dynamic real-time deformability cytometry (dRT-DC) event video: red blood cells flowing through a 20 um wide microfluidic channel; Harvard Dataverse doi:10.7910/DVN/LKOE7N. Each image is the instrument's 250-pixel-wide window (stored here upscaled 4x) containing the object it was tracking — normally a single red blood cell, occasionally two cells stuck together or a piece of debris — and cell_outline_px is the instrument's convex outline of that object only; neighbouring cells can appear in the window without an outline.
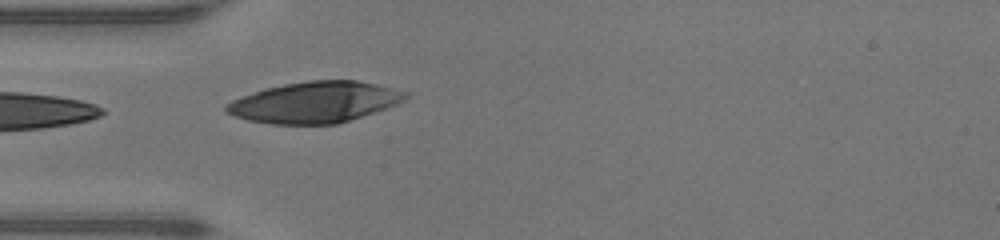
{"species": "human", "species_latin": "Homo sapiens", "temperature_condition": "warm", "stored_images_in_passage": 8, "camera_frame_rate_fps": 3000, "um_per_image_px": 0.085, "donor": {"sex": "male"}, "frame": {"image": 1, "passage_image": 1, "time_ms": 0.0, "image_size_px": [1000, 240], "cell_outline_px": [[408, 96], [404, 100], [396, 104], [336, 124], [272, 124], [248, 120], [224, 112], [224, 104], [232, 100], [264, 88], [284, 84], [308, 80], [356, 80], [376, 84], [408, 92]], "centroid_in_image_um": [26.71, 8.68], "position_along_channel_um": 58.3, "area_um2": 42.54}}
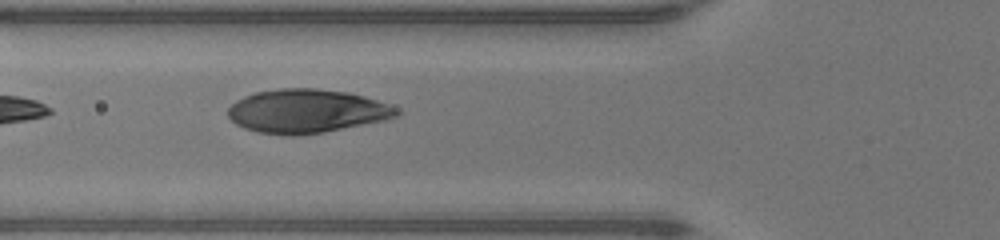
{"frame": {"image": 2, "passage_image": 4, "time_ms": 1.0, "image_size_px": [1000, 240], "cell_outline_px": [[404, 112], [400, 116], [388, 120], [324, 132], [292, 136], [256, 132], [244, 128], [236, 124], [228, 116], [228, 108], [236, 100], [244, 96], [256, 92], [280, 88], [316, 88], [348, 92], [364, 96], [388, 104]], "centroid_in_image_um": [26.1, 9.45], "position_along_channel_um": 99.7, "area_um2": 43.29}}